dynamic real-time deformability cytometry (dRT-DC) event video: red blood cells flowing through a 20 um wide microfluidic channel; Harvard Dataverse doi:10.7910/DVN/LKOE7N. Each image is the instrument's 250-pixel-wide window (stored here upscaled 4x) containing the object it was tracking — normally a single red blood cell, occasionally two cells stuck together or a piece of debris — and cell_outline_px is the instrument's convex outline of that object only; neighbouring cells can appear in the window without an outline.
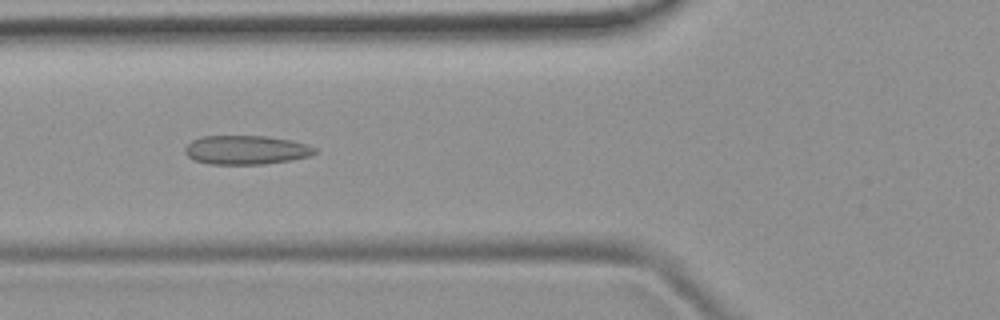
{"species": "common noctule bat (a hibernating species)", "species_latin": "Nyctalus noctula", "temperature_condition": "room temperature", "stored_images_in_passage": 43, "camera_frame_rate_fps": 3000, "um_per_image_px": 0.085, "animal": {"sex": "female", "body_mass_g": 19.9}, "frame": {"image": 1, "passage_image": 11, "time_ms": 3.333, "image_size_px": [1000, 320], "cell_outline_px": [[316, 152], [308, 156], [288, 160], [264, 164], [208, 164], [196, 160], [188, 156], [184, 152], [184, 148], [192, 140], [200, 136], [268, 136], [292, 140], [316, 148]], "centroid_in_image_um": [20.88, 12.74], "position_along_channel_um": 104.9, "area_um2": 21.79}}
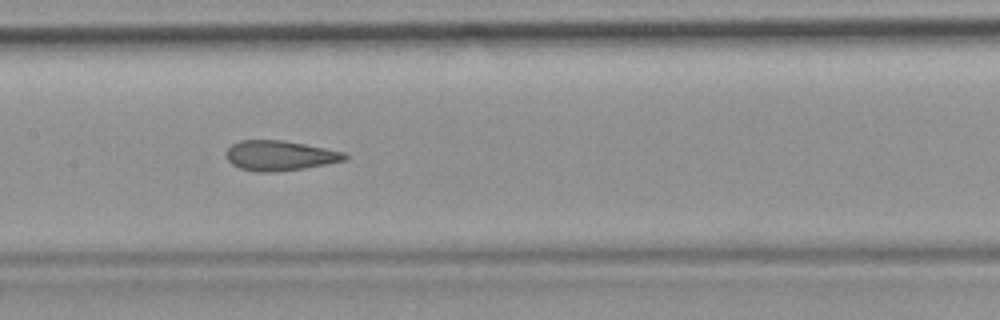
{"frame": {"image": 2, "passage_image": 17, "time_ms": 5.333, "image_size_px": [1000, 320], "cell_outline_px": [[348, 156], [344, 160], [304, 168], [272, 172], [256, 172], [240, 168], [232, 164], [228, 160], [228, 148], [232, 144], [240, 140], [284, 140], [344, 152]], "centroid_in_image_um": [23.76, 13.22], "position_along_channel_um": 183.6, "area_um2": 20.4}}
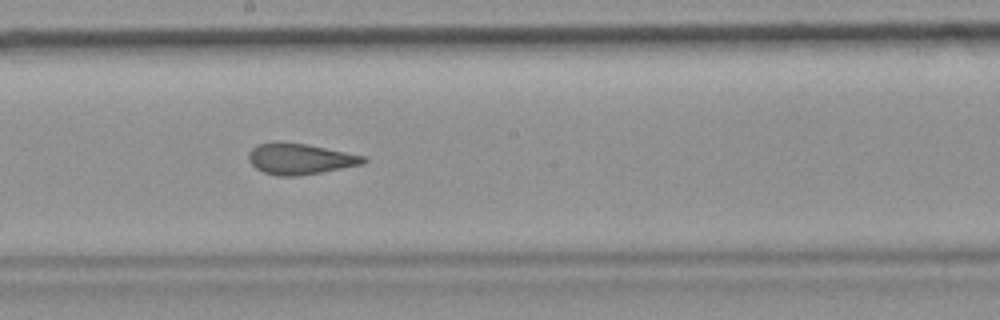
{"frame": {"image": 3, "passage_image": 20, "time_ms": 6.333, "image_size_px": [1000, 320], "cell_outline_px": [[368, 160], [360, 164], [320, 172], [296, 176], [276, 176], [264, 172], [256, 168], [248, 160], [248, 152], [256, 144], [276, 140], [280, 140], [308, 144], [364, 156]], "centroid_in_image_um": [25.41, 13.47], "position_along_channel_um": 222.8, "area_um2": 20.81}, "authors_computed_cell_mechanics": {"area_um2": 21.4438, "velocity_mm_per_s": 3.9292, "shape_relaxation_time_tau1_ms": null, "shape_relaxation_time_tau2_ms": 1.6478, "deformation_change_tau1": null, "deformation_change_tau2": 0.1006}}